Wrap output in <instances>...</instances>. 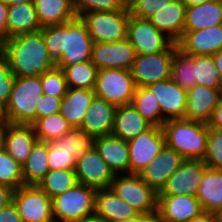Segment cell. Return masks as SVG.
<instances>
[{
	"label": "cell",
	"mask_w": 222,
	"mask_h": 222,
	"mask_svg": "<svg viewBox=\"0 0 222 222\" xmlns=\"http://www.w3.org/2000/svg\"><path fill=\"white\" fill-rule=\"evenodd\" d=\"M40 31L57 68L91 61L94 41L80 17L64 24L42 27Z\"/></svg>",
	"instance_id": "1"
},
{
	"label": "cell",
	"mask_w": 222,
	"mask_h": 222,
	"mask_svg": "<svg viewBox=\"0 0 222 222\" xmlns=\"http://www.w3.org/2000/svg\"><path fill=\"white\" fill-rule=\"evenodd\" d=\"M4 56L15 77L38 76L56 67L41 31L5 39Z\"/></svg>",
	"instance_id": "2"
},
{
	"label": "cell",
	"mask_w": 222,
	"mask_h": 222,
	"mask_svg": "<svg viewBox=\"0 0 222 222\" xmlns=\"http://www.w3.org/2000/svg\"><path fill=\"white\" fill-rule=\"evenodd\" d=\"M166 146L186 160H203L207 148L208 124L188 119H172L162 125Z\"/></svg>",
	"instance_id": "3"
},
{
	"label": "cell",
	"mask_w": 222,
	"mask_h": 222,
	"mask_svg": "<svg viewBox=\"0 0 222 222\" xmlns=\"http://www.w3.org/2000/svg\"><path fill=\"white\" fill-rule=\"evenodd\" d=\"M42 96L41 75L16 77L5 105L8 122L32 125L37 120L36 105Z\"/></svg>",
	"instance_id": "4"
},
{
	"label": "cell",
	"mask_w": 222,
	"mask_h": 222,
	"mask_svg": "<svg viewBox=\"0 0 222 222\" xmlns=\"http://www.w3.org/2000/svg\"><path fill=\"white\" fill-rule=\"evenodd\" d=\"M96 189L78 183L52 198L55 222H90L94 219Z\"/></svg>",
	"instance_id": "5"
},
{
	"label": "cell",
	"mask_w": 222,
	"mask_h": 222,
	"mask_svg": "<svg viewBox=\"0 0 222 222\" xmlns=\"http://www.w3.org/2000/svg\"><path fill=\"white\" fill-rule=\"evenodd\" d=\"M110 189L140 214H157L158 193L148 186L138 174H117Z\"/></svg>",
	"instance_id": "6"
},
{
	"label": "cell",
	"mask_w": 222,
	"mask_h": 222,
	"mask_svg": "<svg viewBox=\"0 0 222 222\" xmlns=\"http://www.w3.org/2000/svg\"><path fill=\"white\" fill-rule=\"evenodd\" d=\"M94 42H117L127 38L128 8L108 12H89L80 16Z\"/></svg>",
	"instance_id": "7"
},
{
	"label": "cell",
	"mask_w": 222,
	"mask_h": 222,
	"mask_svg": "<svg viewBox=\"0 0 222 222\" xmlns=\"http://www.w3.org/2000/svg\"><path fill=\"white\" fill-rule=\"evenodd\" d=\"M136 83L127 69L98 70L94 93L116 107L131 104Z\"/></svg>",
	"instance_id": "8"
},
{
	"label": "cell",
	"mask_w": 222,
	"mask_h": 222,
	"mask_svg": "<svg viewBox=\"0 0 222 222\" xmlns=\"http://www.w3.org/2000/svg\"><path fill=\"white\" fill-rule=\"evenodd\" d=\"M178 47L173 42L165 51L136 56L130 69L137 87H146L157 81L171 78L173 51Z\"/></svg>",
	"instance_id": "9"
},
{
	"label": "cell",
	"mask_w": 222,
	"mask_h": 222,
	"mask_svg": "<svg viewBox=\"0 0 222 222\" xmlns=\"http://www.w3.org/2000/svg\"><path fill=\"white\" fill-rule=\"evenodd\" d=\"M13 203L23 222H55L52 199L37 185H23L14 190Z\"/></svg>",
	"instance_id": "10"
},
{
	"label": "cell",
	"mask_w": 222,
	"mask_h": 222,
	"mask_svg": "<svg viewBox=\"0 0 222 222\" xmlns=\"http://www.w3.org/2000/svg\"><path fill=\"white\" fill-rule=\"evenodd\" d=\"M127 143L130 152V174H139L166 146L162 127L155 125Z\"/></svg>",
	"instance_id": "11"
},
{
	"label": "cell",
	"mask_w": 222,
	"mask_h": 222,
	"mask_svg": "<svg viewBox=\"0 0 222 222\" xmlns=\"http://www.w3.org/2000/svg\"><path fill=\"white\" fill-rule=\"evenodd\" d=\"M127 38L138 55L165 51L173 41L159 31L148 19L130 15Z\"/></svg>",
	"instance_id": "12"
},
{
	"label": "cell",
	"mask_w": 222,
	"mask_h": 222,
	"mask_svg": "<svg viewBox=\"0 0 222 222\" xmlns=\"http://www.w3.org/2000/svg\"><path fill=\"white\" fill-rule=\"evenodd\" d=\"M136 56V50L128 38L110 43L94 42L91 62L98 70L112 68L130 70Z\"/></svg>",
	"instance_id": "13"
},
{
	"label": "cell",
	"mask_w": 222,
	"mask_h": 222,
	"mask_svg": "<svg viewBox=\"0 0 222 222\" xmlns=\"http://www.w3.org/2000/svg\"><path fill=\"white\" fill-rule=\"evenodd\" d=\"M78 183L98 189L110 188L115 174L101 158L96 148L85 151L76 161Z\"/></svg>",
	"instance_id": "14"
},
{
	"label": "cell",
	"mask_w": 222,
	"mask_h": 222,
	"mask_svg": "<svg viewBox=\"0 0 222 222\" xmlns=\"http://www.w3.org/2000/svg\"><path fill=\"white\" fill-rule=\"evenodd\" d=\"M208 166L203 160H185L167 180L158 195L196 196L198 187Z\"/></svg>",
	"instance_id": "15"
},
{
	"label": "cell",
	"mask_w": 222,
	"mask_h": 222,
	"mask_svg": "<svg viewBox=\"0 0 222 222\" xmlns=\"http://www.w3.org/2000/svg\"><path fill=\"white\" fill-rule=\"evenodd\" d=\"M186 159L174 149L165 146L164 149L145 166L139 177L157 193L165 186L169 177L179 169Z\"/></svg>",
	"instance_id": "16"
},
{
	"label": "cell",
	"mask_w": 222,
	"mask_h": 222,
	"mask_svg": "<svg viewBox=\"0 0 222 222\" xmlns=\"http://www.w3.org/2000/svg\"><path fill=\"white\" fill-rule=\"evenodd\" d=\"M146 87L158 99L162 116L166 121L184 118L187 91L178 86L171 78L157 81Z\"/></svg>",
	"instance_id": "17"
},
{
	"label": "cell",
	"mask_w": 222,
	"mask_h": 222,
	"mask_svg": "<svg viewBox=\"0 0 222 222\" xmlns=\"http://www.w3.org/2000/svg\"><path fill=\"white\" fill-rule=\"evenodd\" d=\"M203 209L196 196L158 195L157 216L169 222H189Z\"/></svg>",
	"instance_id": "18"
},
{
	"label": "cell",
	"mask_w": 222,
	"mask_h": 222,
	"mask_svg": "<svg viewBox=\"0 0 222 222\" xmlns=\"http://www.w3.org/2000/svg\"><path fill=\"white\" fill-rule=\"evenodd\" d=\"M177 45L191 56L214 55L222 50V24L196 31H183Z\"/></svg>",
	"instance_id": "19"
},
{
	"label": "cell",
	"mask_w": 222,
	"mask_h": 222,
	"mask_svg": "<svg viewBox=\"0 0 222 222\" xmlns=\"http://www.w3.org/2000/svg\"><path fill=\"white\" fill-rule=\"evenodd\" d=\"M221 97L222 89L208 88L196 84L187 91L184 119L208 124Z\"/></svg>",
	"instance_id": "20"
},
{
	"label": "cell",
	"mask_w": 222,
	"mask_h": 222,
	"mask_svg": "<svg viewBox=\"0 0 222 222\" xmlns=\"http://www.w3.org/2000/svg\"><path fill=\"white\" fill-rule=\"evenodd\" d=\"M94 147L115 175L130 174V152L127 141L110 134L95 138Z\"/></svg>",
	"instance_id": "21"
},
{
	"label": "cell",
	"mask_w": 222,
	"mask_h": 222,
	"mask_svg": "<svg viewBox=\"0 0 222 222\" xmlns=\"http://www.w3.org/2000/svg\"><path fill=\"white\" fill-rule=\"evenodd\" d=\"M139 212L119 198L110 188L95 193L94 219L116 222L136 217Z\"/></svg>",
	"instance_id": "22"
},
{
	"label": "cell",
	"mask_w": 222,
	"mask_h": 222,
	"mask_svg": "<svg viewBox=\"0 0 222 222\" xmlns=\"http://www.w3.org/2000/svg\"><path fill=\"white\" fill-rule=\"evenodd\" d=\"M115 110L114 104L95 96L80 129L94 138L110 135L114 126Z\"/></svg>",
	"instance_id": "23"
},
{
	"label": "cell",
	"mask_w": 222,
	"mask_h": 222,
	"mask_svg": "<svg viewBox=\"0 0 222 222\" xmlns=\"http://www.w3.org/2000/svg\"><path fill=\"white\" fill-rule=\"evenodd\" d=\"M38 141L33 125L9 123L4 140V151L21 166Z\"/></svg>",
	"instance_id": "24"
},
{
	"label": "cell",
	"mask_w": 222,
	"mask_h": 222,
	"mask_svg": "<svg viewBox=\"0 0 222 222\" xmlns=\"http://www.w3.org/2000/svg\"><path fill=\"white\" fill-rule=\"evenodd\" d=\"M186 6L181 0H173L160 8L148 20L173 42L177 43L183 36Z\"/></svg>",
	"instance_id": "25"
},
{
	"label": "cell",
	"mask_w": 222,
	"mask_h": 222,
	"mask_svg": "<svg viewBox=\"0 0 222 222\" xmlns=\"http://www.w3.org/2000/svg\"><path fill=\"white\" fill-rule=\"evenodd\" d=\"M95 96L94 90L68 88L66 95L62 97L59 113L72 128H80Z\"/></svg>",
	"instance_id": "26"
},
{
	"label": "cell",
	"mask_w": 222,
	"mask_h": 222,
	"mask_svg": "<svg viewBox=\"0 0 222 222\" xmlns=\"http://www.w3.org/2000/svg\"><path fill=\"white\" fill-rule=\"evenodd\" d=\"M152 124L144 119L132 104L117 106L112 135L129 141L148 130Z\"/></svg>",
	"instance_id": "27"
},
{
	"label": "cell",
	"mask_w": 222,
	"mask_h": 222,
	"mask_svg": "<svg viewBox=\"0 0 222 222\" xmlns=\"http://www.w3.org/2000/svg\"><path fill=\"white\" fill-rule=\"evenodd\" d=\"M196 197L203 211L217 215L222 211V170H205Z\"/></svg>",
	"instance_id": "28"
},
{
	"label": "cell",
	"mask_w": 222,
	"mask_h": 222,
	"mask_svg": "<svg viewBox=\"0 0 222 222\" xmlns=\"http://www.w3.org/2000/svg\"><path fill=\"white\" fill-rule=\"evenodd\" d=\"M218 24H222V0H210L186 7L183 31H196Z\"/></svg>",
	"instance_id": "29"
},
{
	"label": "cell",
	"mask_w": 222,
	"mask_h": 222,
	"mask_svg": "<svg viewBox=\"0 0 222 222\" xmlns=\"http://www.w3.org/2000/svg\"><path fill=\"white\" fill-rule=\"evenodd\" d=\"M7 17V39L42 28L33 2L9 6Z\"/></svg>",
	"instance_id": "30"
},
{
	"label": "cell",
	"mask_w": 222,
	"mask_h": 222,
	"mask_svg": "<svg viewBox=\"0 0 222 222\" xmlns=\"http://www.w3.org/2000/svg\"><path fill=\"white\" fill-rule=\"evenodd\" d=\"M41 27L64 24L77 17L74 0H33Z\"/></svg>",
	"instance_id": "31"
},
{
	"label": "cell",
	"mask_w": 222,
	"mask_h": 222,
	"mask_svg": "<svg viewBox=\"0 0 222 222\" xmlns=\"http://www.w3.org/2000/svg\"><path fill=\"white\" fill-rule=\"evenodd\" d=\"M49 142L37 141L22 165L24 185H38L50 171L48 165Z\"/></svg>",
	"instance_id": "32"
},
{
	"label": "cell",
	"mask_w": 222,
	"mask_h": 222,
	"mask_svg": "<svg viewBox=\"0 0 222 222\" xmlns=\"http://www.w3.org/2000/svg\"><path fill=\"white\" fill-rule=\"evenodd\" d=\"M95 138L80 128H72L66 134L56 138L50 144L65 154H71L76 161L88 150L94 147Z\"/></svg>",
	"instance_id": "33"
},
{
	"label": "cell",
	"mask_w": 222,
	"mask_h": 222,
	"mask_svg": "<svg viewBox=\"0 0 222 222\" xmlns=\"http://www.w3.org/2000/svg\"><path fill=\"white\" fill-rule=\"evenodd\" d=\"M171 79L185 91H189L197 84L194 56L184 53L178 47L173 51Z\"/></svg>",
	"instance_id": "34"
},
{
	"label": "cell",
	"mask_w": 222,
	"mask_h": 222,
	"mask_svg": "<svg viewBox=\"0 0 222 222\" xmlns=\"http://www.w3.org/2000/svg\"><path fill=\"white\" fill-rule=\"evenodd\" d=\"M138 113L152 125L162 127L163 118L158 99L147 87H137L131 101Z\"/></svg>",
	"instance_id": "35"
},
{
	"label": "cell",
	"mask_w": 222,
	"mask_h": 222,
	"mask_svg": "<svg viewBox=\"0 0 222 222\" xmlns=\"http://www.w3.org/2000/svg\"><path fill=\"white\" fill-rule=\"evenodd\" d=\"M68 88L94 90L98 68L91 62H81L62 69Z\"/></svg>",
	"instance_id": "36"
},
{
	"label": "cell",
	"mask_w": 222,
	"mask_h": 222,
	"mask_svg": "<svg viewBox=\"0 0 222 222\" xmlns=\"http://www.w3.org/2000/svg\"><path fill=\"white\" fill-rule=\"evenodd\" d=\"M32 125L38 141L42 142H51L72 129V126L59 112L38 118Z\"/></svg>",
	"instance_id": "37"
},
{
	"label": "cell",
	"mask_w": 222,
	"mask_h": 222,
	"mask_svg": "<svg viewBox=\"0 0 222 222\" xmlns=\"http://www.w3.org/2000/svg\"><path fill=\"white\" fill-rule=\"evenodd\" d=\"M78 184L75 170L49 171L37 185L51 199Z\"/></svg>",
	"instance_id": "38"
},
{
	"label": "cell",
	"mask_w": 222,
	"mask_h": 222,
	"mask_svg": "<svg viewBox=\"0 0 222 222\" xmlns=\"http://www.w3.org/2000/svg\"><path fill=\"white\" fill-rule=\"evenodd\" d=\"M195 82L208 88L222 89V80L213 55H195Z\"/></svg>",
	"instance_id": "39"
},
{
	"label": "cell",
	"mask_w": 222,
	"mask_h": 222,
	"mask_svg": "<svg viewBox=\"0 0 222 222\" xmlns=\"http://www.w3.org/2000/svg\"><path fill=\"white\" fill-rule=\"evenodd\" d=\"M0 185L14 190L24 185L22 166L4 150L0 152Z\"/></svg>",
	"instance_id": "40"
},
{
	"label": "cell",
	"mask_w": 222,
	"mask_h": 222,
	"mask_svg": "<svg viewBox=\"0 0 222 222\" xmlns=\"http://www.w3.org/2000/svg\"><path fill=\"white\" fill-rule=\"evenodd\" d=\"M204 163L208 168L222 170V130L209 127Z\"/></svg>",
	"instance_id": "41"
},
{
	"label": "cell",
	"mask_w": 222,
	"mask_h": 222,
	"mask_svg": "<svg viewBox=\"0 0 222 222\" xmlns=\"http://www.w3.org/2000/svg\"><path fill=\"white\" fill-rule=\"evenodd\" d=\"M41 84L43 95L62 98L68 90L65 75L62 69L57 67L41 74Z\"/></svg>",
	"instance_id": "42"
},
{
	"label": "cell",
	"mask_w": 222,
	"mask_h": 222,
	"mask_svg": "<svg viewBox=\"0 0 222 222\" xmlns=\"http://www.w3.org/2000/svg\"><path fill=\"white\" fill-rule=\"evenodd\" d=\"M77 17L89 12H108L123 10L127 7L122 0H74Z\"/></svg>",
	"instance_id": "43"
},
{
	"label": "cell",
	"mask_w": 222,
	"mask_h": 222,
	"mask_svg": "<svg viewBox=\"0 0 222 222\" xmlns=\"http://www.w3.org/2000/svg\"><path fill=\"white\" fill-rule=\"evenodd\" d=\"M173 0H134L127 8L131 16L149 19L156 14L159 9L167 6Z\"/></svg>",
	"instance_id": "44"
},
{
	"label": "cell",
	"mask_w": 222,
	"mask_h": 222,
	"mask_svg": "<svg viewBox=\"0 0 222 222\" xmlns=\"http://www.w3.org/2000/svg\"><path fill=\"white\" fill-rule=\"evenodd\" d=\"M15 75L11 72L8 59L4 56L0 59V102L7 104L12 92Z\"/></svg>",
	"instance_id": "45"
},
{
	"label": "cell",
	"mask_w": 222,
	"mask_h": 222,
	"mask_svg": "<svg viewBox=\"0 0 222 222\" xmlns=\"http://www.w3.org/2000/svg\"><path fill=\"white\" fill-rule=\"evenodd\" d=\"M76 160L71 157V154H65L60 150L55 149L49 142L48 165L49 170H74Z\"/></svg>",
	"instance_id": "46"
},
{
	"label": "cell",
	"mask_w": 222,
	"mask_h": 222,
	"mask_svg": "<svg viewBox=\"0 0 222 222\" xmlns=\"http://www.w3.org/2000/svg\"><path fill=\"white\" fill-rule=\"evenodd\" d=\"M62 98L52 95H43L36 105L37 119L58 113Z\"/></svg>",
	"instance_id": "47"
},
{
	"label": "cell",
	"mask_w": 222,
	"mask_h": 222,
	"mask_svg": "<svg viewBox=\"0 0 222 222\" xmlns=\"http://www.w3.org/2000/svg\"><path fill=\"white\" fill-rule=\"evenodd\" d=\"M0 222H23L13 202L0 209Z\"/></svg>",
	"instance_id": "48"
},
{
	"label": "cell",
	"mask_w": 222,
	"mask_h": 222,
	"mask_svg": "<svg viewBox=\"0 0 222 222\" xmlns=\"http://www.w3.org/2000/svg\"><path fill=\"white\" fill-rule=\"evenodd\" d=\"M9 6L0 1V38L7 39V22Z\"/></svg>",
	"instance_id": "49"
},
{
	"label": "cell",
	"mask_w": 222,
	"mask_h": 222,
	"mask_svg": "<svg viewBox=\"0 0 222 222\" xmlns=\"http://www.w3.org/2000/svg\"><path fill=\"white\" fill-rule=\"evenodd\" d=\"M208 126L222 130V97L213 111Z\"/></svg>",
	"instance_id": "50"
},
{
	"label": "cell",
	"mask_w": 222,
	"mask_h": 222,
	"mask_svg": "<svg viewBox=\"0 0 222 222\" xmlns=\"http://www.w3.org/2000/svg\"><path fill=\"white\" fill-rule=\"evenodd\" d=\"M14 189L0 185V209L8 206L13 202Z\"/></svg>",
	"instance_id": "51"
},
{
	"label": "cell",
	"mask_w": 222,
	"mask_h": 222,
	"mask_svg": "<svg viewBox=\"0 0 222 222\" xmlns=\"http://www.w3.org/2000/svg\"><path fill=\"white\" fill-rule=\"evenodd\" d=\"M189 222H221V220L217 214L203 211L197 217L191 219Z\"/></svg>",
	"instance_id": "52"
},
{
	"label": "cell",
	"mask_w": 222,
	"mask_h": 222,
	"mask_svg": "<svg viewBox=\"0 0 222 222\" xmlns=\"http://www.w3.org/2000/svg\"><path fill=\"white\" fill-rule=\"evenodd\" d=\"M153 219H154L153 216H148V215L139 213L136 217L125 219V220H120L116 222H153Z\"/></svg>",
	"instance_id": "53"
},
{
	"label": "cell",
	"mask_w": 222,
	"mask_h": 222,
	"mask_svg": "<svg viewBox=\"0 0 222 222\" xmlns=\"http://www.w3.org/2000/svg\"><path fill=\"white\" fill-rule=\"evenodd\" d=\"M9 122L0 123V152L4 150V140Z\"/></svg>",
	"instance_id": "54"
},
{
	"label": "cell",
	"mask_w": 222,
	"mask_h": 222,
	"mask_svg": "<svg viewBox=\"0 0 222 222\" xmlns=\"http://www.w3.org/2000/svg\"><path fill=\"white\" fill-rule=\"evenodd\" d=\"M213 58L215 61L216 68L220 74V78L222 80V50L219 51L218 53H215L213 55Z\"/></svg>",
	"instance_id": "55"
},
{
	"label": "cell",
	"mask_w": 222,
	"mask_h": 222,
	"mask_svg": "<svg viewBox=\"0 0 222 222\" xmlns=\"http://www.w3.org/2000/svg\"><path fill=\"white\" fill-rule=\"evenodd\" d=\"M186 7L196 6L210 0H181Z\"/></svg>",
	"instance_id": "56"
},
{
	"label": "cell",
	"mask_w": 222,
	"mask_h": 222,
	"mask_svg": "<svg viewBox=\"0 0 222 222\" xmlns=\"http://www.w3.org/2000/svg\"><path fill=\"white\" fill-rule=\"evenodd\" d=\"M1 1H3L8 6L33 2V0H1Z\"/></svg>",
	"instance_id": "57"
},
{
	"label": "cell",
	"mask_w": 222,
	"mask_h": 222,
	"mask_svg": "<svg viewBox=\"0 0 222 222\" xmlns=\"http://www.w3.org/2000/svg\"><path fill=\"white\" fill-rule=\"evenodd\" d=\"M1 122H8L6 111H5V105L0 102V123Z\"/></svg>",
	"instance_id": "58"
},
{
	"label": "cell",
	"mask_w": 222,
	"mask_h": 222,
	"mask_svg": "<svg viewBox=\"0 0 222 222\" xmlns=\"http://www.w3.org/2000/svg\"><path fill=\"white\" fill-rule=\"evenodd\" d=\"M5 52V41H0V59L4 57Z\"/></svg>",
	"instance_id": "59"
},
{
	"label": "cell",
	"mask_w": 222,
	"mask_h": 222,
	"mask_svg": "<svg viewBox=\"0 0 222 222\" xmlns=\"http://www.w3.org/2000/svg\"><path fill=\"white\" fill-rule=\"evenodd\" d=\"M153 222H169V221H164L161 220L157 215L154 216Z\"/></svg>",
	"instance_id": "60"
},
{
	"label": "cell",
	"mask_w": 222,
	"mask_h": 222,
	"mask_svg": "<svg viewBox=\"0 0 222 222\" xmlns=\"http://www.w3.org/2000/svg\"><path fill=\"white\" fill-rule=\"evenodd\" d=\"M134 0H122V2L125 4L127 7L130 3H132Z\"/></svg>",
	"instance_id": "61"
},
{
	"label": "cell",
	"mask_w": 222,
	"mask_h": 222,
	"mask_svg": "<svg viewBox=\"0 0 222 222\" xmlns=\"http://www.w3.org/2000/svg\"><path fill=\"white\" fill-rule=\"evenodd\" d=\"M90 222H103V221H100V220H97V219H92Z\"/></svg>",
	"instance_id": "62"
},
{
	"label": "cell",
	"mask_w": 222,
	"mask_h": 222,
	"mask_svg": "<svg viewBox=\"0 0 222 222\" xmlns=\"http://www.w3.org/2000/svg\"><path fill=\"white\" fill-rule=\"evenodd\" d=\"M219 218H222V211L218 214Z\"/></svg>",
	"instance_id": "63"
}]
</instances>
